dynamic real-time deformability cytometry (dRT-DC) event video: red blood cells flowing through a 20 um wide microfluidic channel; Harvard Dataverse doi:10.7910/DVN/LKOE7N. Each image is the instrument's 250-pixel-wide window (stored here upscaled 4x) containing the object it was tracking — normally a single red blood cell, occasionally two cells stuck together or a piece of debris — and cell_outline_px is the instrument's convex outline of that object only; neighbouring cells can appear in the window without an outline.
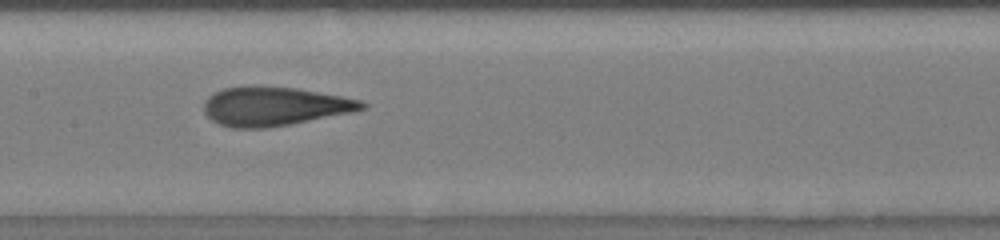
{"species": "human", "species_latin": "Homo sapiens", "temperature_condition": "room temperature", "stored_images_in_passage": 29, "camera_frame_rate_fps": 3000, "um_per_image_px": 0.085, "donor": {"sex": "male"}, "frame": {"image": 1, "passage_image": 28, "time_ms": 5.667, "image_size_px": [1000, 240], "cell_outline_px": [[368, 108], [352, 112], [288, 124], [264, 128], [232, 128], [220, 124], [212, 120], [204, 112], [204, 100], [208, 96], [224, 88], [296, 88], [340, 96], [360, 100], [368, 104]], "centroid_in_image_um": [23.34, 9.06], "position_along_channel_um": 184.1, "area_um2": 34.85}}